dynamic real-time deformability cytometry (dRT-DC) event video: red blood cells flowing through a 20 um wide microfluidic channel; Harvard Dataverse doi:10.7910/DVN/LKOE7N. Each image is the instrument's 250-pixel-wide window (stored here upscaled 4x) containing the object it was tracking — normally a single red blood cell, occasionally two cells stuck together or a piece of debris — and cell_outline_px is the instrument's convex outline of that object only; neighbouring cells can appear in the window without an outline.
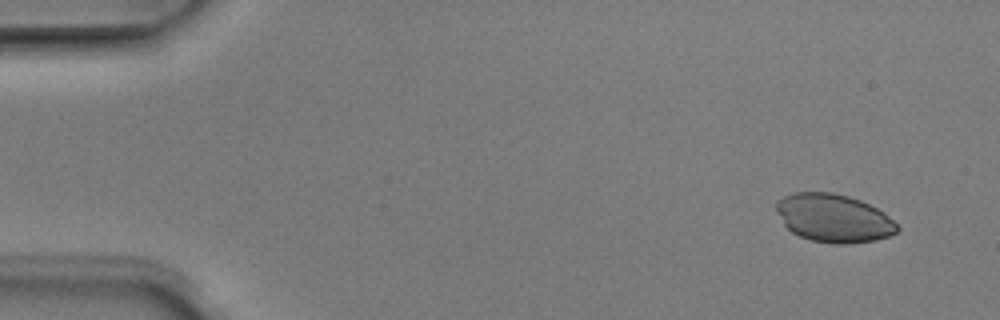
{"species": "Egyptian fruit bat (a non-hibernating species)", "species_latin": "Rousettus aegyptiacus", "temperature_condition": "room temperature", "stored_images_in_passage": 4, "camera_frame_rate_fps": 3000, "um_per_image_px": 0.085, "animal": {"sex": "male"}, "frame": {"image": 1, "passage_image": 1, "time_ms": 0.0, "image_size_px": [1000, 320], "cell_outline_px": [[900, 228], [896, 232], [888, 236], [876, 240], [848, 244], [832, 244], [812, 240], [800, 236], [792, 232], [784, 224], [776, 208], [776, 200], [792, 192], [832, 192], [848, 196], [860, 200], [884, 212]], "centroid_in_image_um": [70.85, 18.54], "position_along_channel_um": 14.1, "area_um2": 33.87}}